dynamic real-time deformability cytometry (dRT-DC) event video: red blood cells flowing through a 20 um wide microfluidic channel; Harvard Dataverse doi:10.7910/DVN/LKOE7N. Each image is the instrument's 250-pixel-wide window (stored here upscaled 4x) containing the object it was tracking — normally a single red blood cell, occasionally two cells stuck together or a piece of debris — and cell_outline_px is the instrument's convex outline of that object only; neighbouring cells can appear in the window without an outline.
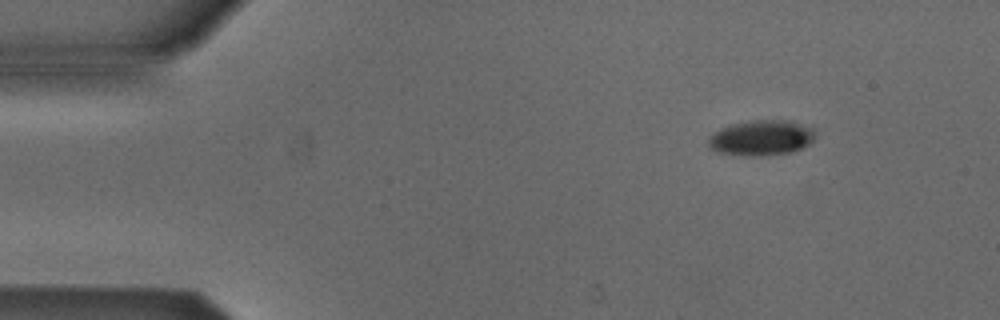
{"species": "Egyptian fruit bat (a non-hibernating species)", "species_latin": "Rousettus aegyptiacus", "temperature_condition": "cold", "stored_images_in_passage": 4, "camera_frame_rate_fps": 3000, "um_per_image_px": 0.085, "animal": {"sex": "male"}, "frame": {"image": 1, "passage_image": 4, "time_ms": 4.667, "image_size_px": [1000, 320], "cell_outline_px": [[812, 140], [808, 144], [792, 152], [764, 156], [748, 156], [720, 152], [712, 148], [708, 144], [708, 140], [716, 132], [732, 124], [756, 120], [780, 120], [812, 128]], "centroid_in_image_um": [64.69, 11.74], "position_along_channel_um": 20.3, "area_um2": 21.15}}